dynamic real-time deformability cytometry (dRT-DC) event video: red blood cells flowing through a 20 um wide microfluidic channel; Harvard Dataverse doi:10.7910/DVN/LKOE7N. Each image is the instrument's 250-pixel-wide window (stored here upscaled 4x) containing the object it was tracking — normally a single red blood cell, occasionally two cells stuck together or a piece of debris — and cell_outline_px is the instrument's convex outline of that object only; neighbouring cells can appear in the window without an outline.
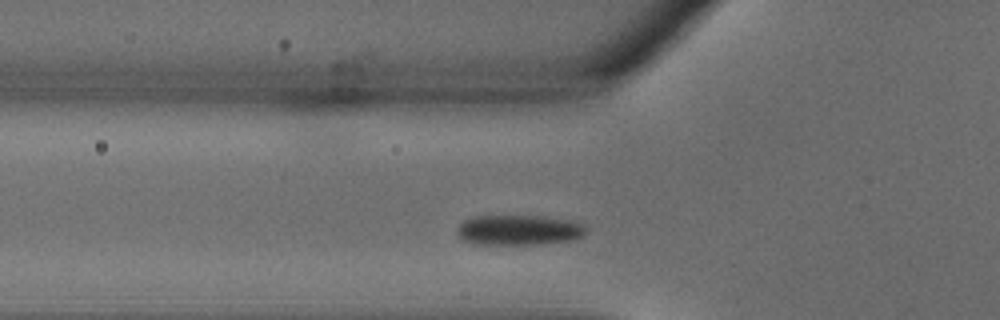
{"species": "common noctule bat (a hibernating species)", "species_latin": "Nyctalus noctula", "temperature_condition": "warm", "stored_images_in_passage": 28, "segment_of_instrument_passage": [1, 2], "camera_frame_rate_fps": 3000, "um_per_image_px": 0.085, "animal": {"sex": "male", "body_mass_g": 18.8}, "frame": {"image": 1, "passage_image": 5, "time_ms": 1.333, "image_size_px": [1000, 320], "cell_outline_px": [[588, 228], [580, 236], [572, 240], [544, 244], [472, 244], [464, 240], [456, 232], [456, 228], [464, 220], [472, 216], [544, 216], [568, 220], [584, 224]], "centroid_in_image_um": [44.08, 19.55], "position_along_channel_um": 81.7, "area_um2": 22.77}}
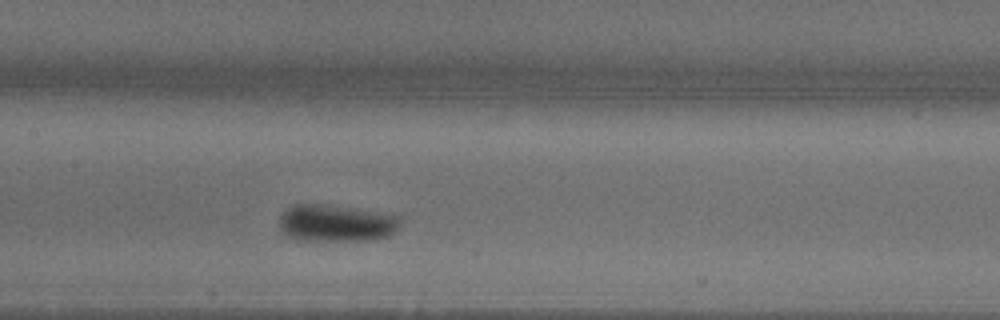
{"frame": {"image": 2, "passage_image": 10, "time_ms": 3.0, "image_size_px": [1000, 320], "cell_outline_px": [[400, 224], [388, 236], [364, 240], [296, 240], [288, 236], [280, 228], [280, 216], [292, 204], [328, 204], [384, 212], [400, 216]], "centroid_in_image_um": [28.57, 18.94], "position_along_channel_um": 178.8, "area_um2": 26.13}}
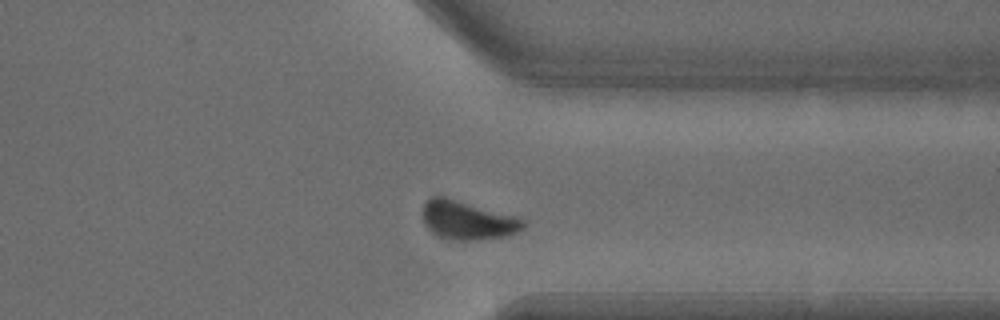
{"frame": {"image": 3, "passage_image": 20, "time_ms": 6.333, "image_size_px": [1000, 320], "cell_outline_px": [[524, 228], [508, 236], [480, 240], [452, 240], [440, 236], [432, 232], [424, 224], [424, 204], [432, 196], [444, 196], [512, 216], [524, 220]], "centroid_in_image_um": [39.72, 18.74], "position_along_channel_um": 371.7, "area_um2": 22.2}}